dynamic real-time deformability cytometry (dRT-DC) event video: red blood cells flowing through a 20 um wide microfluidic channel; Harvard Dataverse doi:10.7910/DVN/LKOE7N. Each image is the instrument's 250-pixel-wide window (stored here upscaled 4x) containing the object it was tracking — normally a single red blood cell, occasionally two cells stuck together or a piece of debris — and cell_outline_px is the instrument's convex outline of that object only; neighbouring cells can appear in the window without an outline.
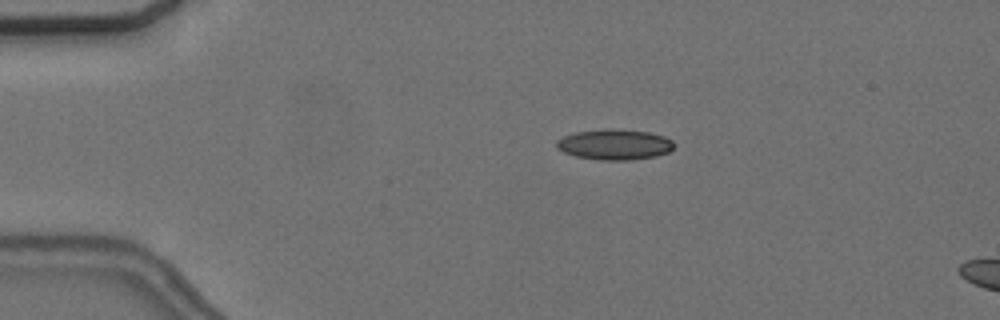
{"species": "common noctule bat (a hibernating species)", "species_latin": "Nyctalus noctula", "temperature_condition": "cold", "stored_images_in_passage": 17, "camera_frame_rate_fps": 3000, "um_per_image_px": 0.085, "animal": {"sex": "female", "body_mass_g": 24.6, "forearm_length_mm": 56.2}, "frame": {"image": 1, "passage_image": 12, "time_ms": 3.667, "image_size_px": [1000, 320], "cell_outline_px": [[672, 148], [668, 152], [656, 156], [628, 160], [600, 160], [576, 156], [564, 152], [556, 148], [556, 140], [564, 136], [576, 132], [604, 128], [612, 128], [648, 132], [664, 136], [672, 140]], "centroid_in_image_um": [52.21, 12.27], "position_along_channel_um": 32.8, "area_um2": 20.87}}